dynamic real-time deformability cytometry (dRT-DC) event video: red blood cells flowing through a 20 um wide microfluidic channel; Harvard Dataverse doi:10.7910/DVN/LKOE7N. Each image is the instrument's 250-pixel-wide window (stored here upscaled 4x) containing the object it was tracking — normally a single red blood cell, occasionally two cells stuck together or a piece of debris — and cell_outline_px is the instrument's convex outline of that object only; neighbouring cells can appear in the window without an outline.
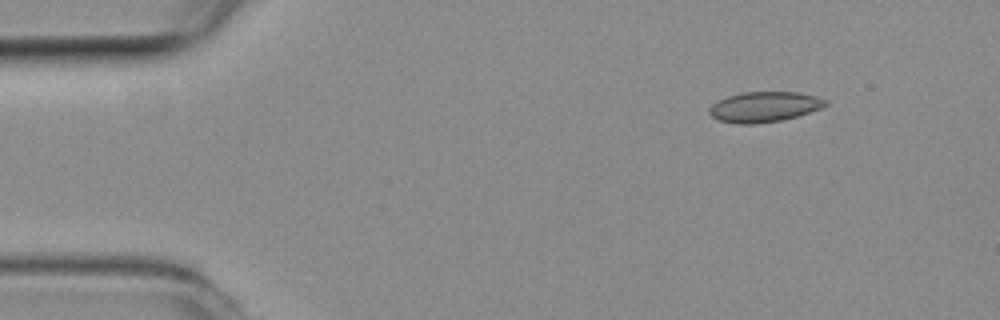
{"species": "common noctule bat (a hibernating species)", "species_latin": "Nyctalus noctula", "temperature_condition": "room temperature", "stored_images_in_passage": 12, "camera_frame_rate_fps": 3000, "um_per_image_px": 0.085, "animal": {"sex": "female", "body_mass_g": 19.3, "forearm_length_mm": 54.1}, "frame": {"image": 1, "passage_image": 1, "time_ms": 0.0, "image_size_px": [1000, 320], "cell_outline_px": [[828, 104], [820, 108], [796, 116], [780, 120], [756, 124], [740, 124], [716, 120], [708, 112], [708, 108], [712, 104], [728, 96], [744, 92], [800, 92], [816, 96], [828, 100]], "centroid_in_image_um": [64.95, 9.08], "position_along_channel_um": 20.1, "area_um2": 20.46}}
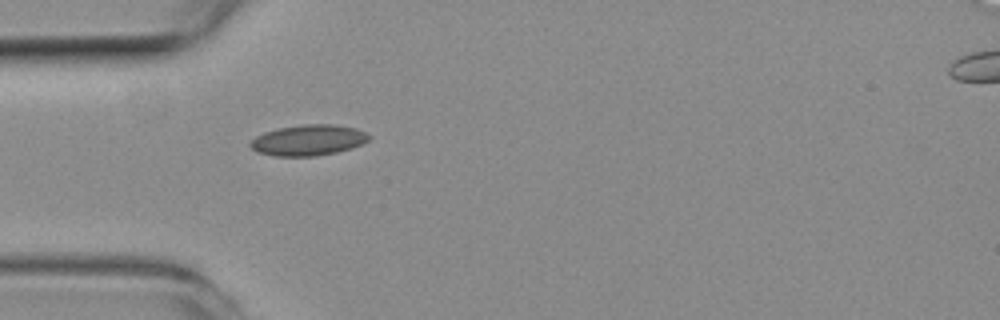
{"frame": {"image": 2, "passage_image": 10, "time_ms": 3.0, "image_size_px": [1000, 320], "cell_outline_px": [[372, 136], [368, 140], [352, 148], [336, 152], [316, 156], [276, 156], [256, 152], [248, 144], [256, 136], [264, 132], [280, 128], [304, 124], [336, 124], [356, 128]], "centroid_in_image_um": [26.21, 11.91], "position_along_channel_um": 58.8, "area_um2": 21.27}}